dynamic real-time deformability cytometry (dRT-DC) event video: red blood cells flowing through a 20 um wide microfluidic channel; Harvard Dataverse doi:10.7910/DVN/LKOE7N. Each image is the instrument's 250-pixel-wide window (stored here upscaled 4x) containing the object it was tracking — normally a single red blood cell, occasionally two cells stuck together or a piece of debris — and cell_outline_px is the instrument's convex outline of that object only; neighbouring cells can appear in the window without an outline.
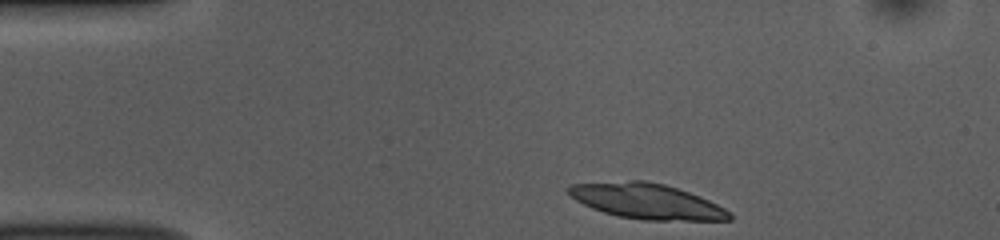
{"species": "common noctule bat (a hibernating species)", "species_latin": "Nyctalus noctula", "temperature_condition": "room temperature", "stored_images_in_passage": 43, "camera_frame_rate_fps": 3000, "um_per_image_px": 0.085, "animal": {"sex": "female", "body_mass_g": 10.0, "forearm_length_mm": 53.1}, "frame": {"image": 1, "passage_image": 1, "time_ms": 0.0, "image_size_px": [1000, 240], "cell_outline_px": [[732, 220], [644, 220], [620, 216], [604, 212], [592, 208], [576, 200], [564, 188], [572, 184], [628, 180], [648, 180], [664, 184], [700, 196], [732, 212]], "centroid_in_image_um": [54.98, 17.09], "position_along_channel_um": 30.0, "area_um2": 33.0}}